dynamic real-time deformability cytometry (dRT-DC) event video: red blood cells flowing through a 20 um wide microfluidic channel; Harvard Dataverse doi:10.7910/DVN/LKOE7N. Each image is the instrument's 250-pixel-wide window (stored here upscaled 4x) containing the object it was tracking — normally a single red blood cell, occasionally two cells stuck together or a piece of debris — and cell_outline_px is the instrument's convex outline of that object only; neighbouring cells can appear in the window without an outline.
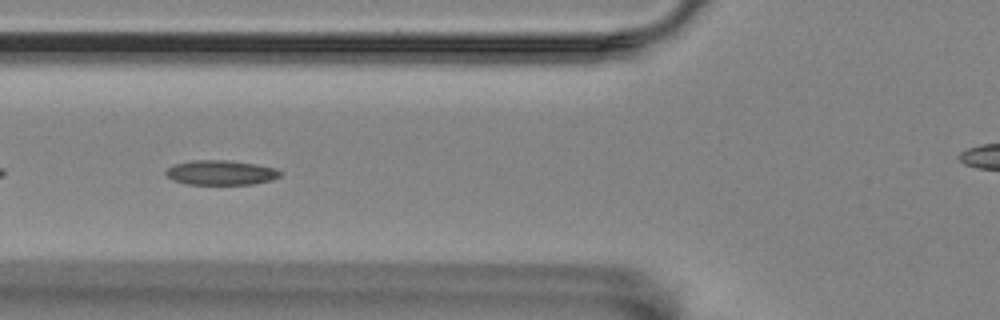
{"species": "Egyptian fruit bat (a non-hibernating species)", "species_latin": "Rousettus aegyptiacus", "temperature_condition": "room temperature", "stored_images_in_passage": 41, "camera_frame_rate_fps": 3000, "um_per_image_px": 0.085, "animal": {"sex": "female"}, "frame": {"image": 1, "passage_image": 5, "time_ms": 1.333, "image_size_px": [1000, 320], "cell_outline_px": [[280, 176], [272, 180], [252, 184], [184, 184], [172, 180], [164, 172], [172, 164], [192, 160], [228, 160], [256, 164], [276, 168], [280, 172]], "centroid_in_image_um": [18.74, 14.67], "position_along_channel_um": 107.1, "area_um2": 16.53}}
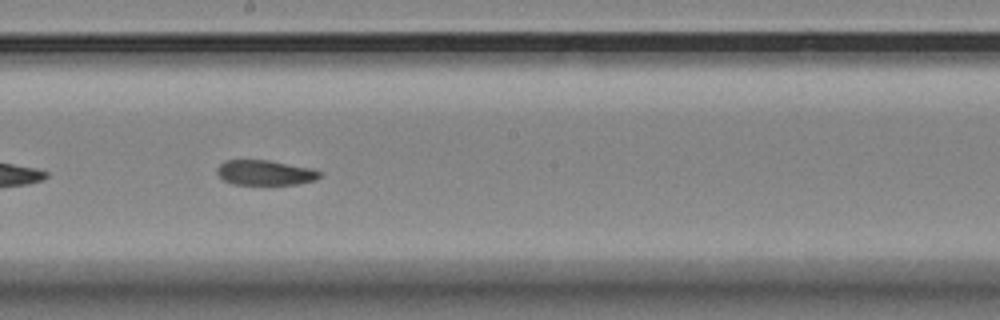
{"frame": {"image": 2, "passage_image": 15, "time_ms": 4.667, "image_size_px": [1000, 320], "cell_outline_px": [[320, 176], [316, 180], [296, 184], [232, 184], [224, 180], [216, 172], [216, 168], [224, 160], [268, 160], [312, 168], [320, 172]], "centroid_in_image_um": [22.51, 14.67], "position_along_channel_um": 225.7, "area_um2": 14.91}}
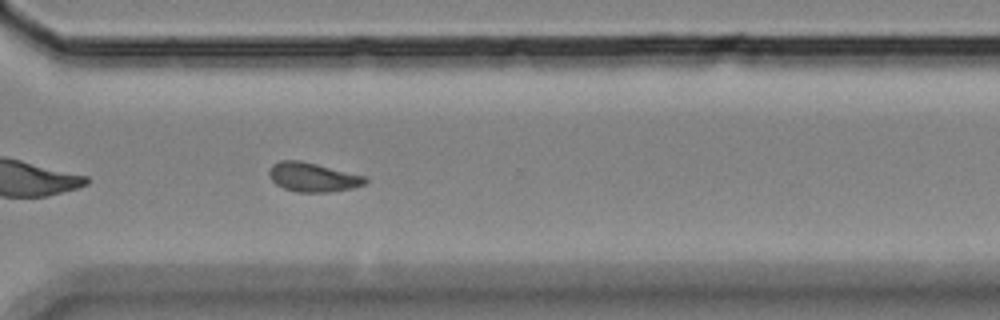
{"frame": {"image": 3, "passage_image": 25, "time_ms": 8.0, "image_size_px": [1000, 320], "cell_outline_px": [[368, 180], [364, 184], [352, 188], [328, 192], [296, 192], [284, 188], [276, 184], [268, 176], [268, 168], [272, 164], [280, 160], [300, 160], [368, 176]], "centroid_in_image_um": [26.58, 15.05], "position_along_channel_um": 344.0, "area_um2": 16.53}}